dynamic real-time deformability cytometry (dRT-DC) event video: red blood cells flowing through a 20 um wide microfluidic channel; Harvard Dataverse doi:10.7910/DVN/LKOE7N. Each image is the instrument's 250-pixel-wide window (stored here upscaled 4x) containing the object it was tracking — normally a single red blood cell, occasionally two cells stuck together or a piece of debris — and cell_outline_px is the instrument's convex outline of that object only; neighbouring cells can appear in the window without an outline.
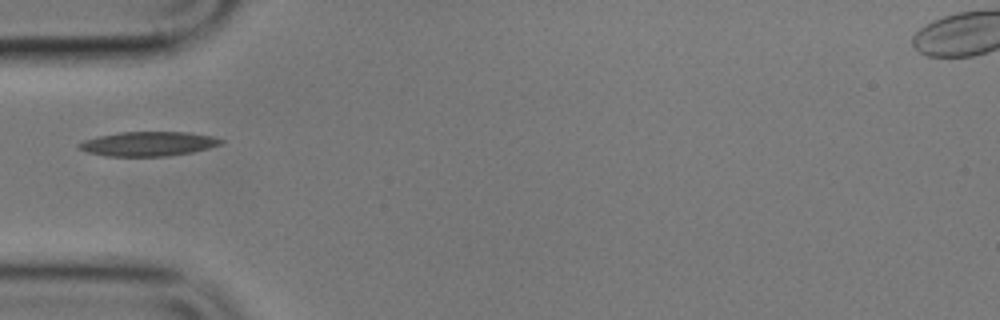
{"species": "common noctule bat (a hibernating species)", "species_latin": "Nyctalus noctula", "temperature_condition": "cold", "stored_images_in_passage": 11, "camera_frame_rate_fps": 3000, "um_per_image_px": 0.085, "animal": {"sex": "male", "body_mass_g": 17.9}, "frame": {"image": 1, "passage_image": 1, "time_ms": 0.0, "image_size_px": [1000, 320], "cell_outline_px": [[224, 144], [192, 152], [168, 156], [104, 156], [88, 152], [80, 148], [76, 144], [84, 140], [96, 136], [120, 132], [188, 132], [212, 136], [224, 140]], "centroid_in_image_um": [12.61, 12.22], "position_along_channel_um": 72.4, "area_um2": 20.29}}
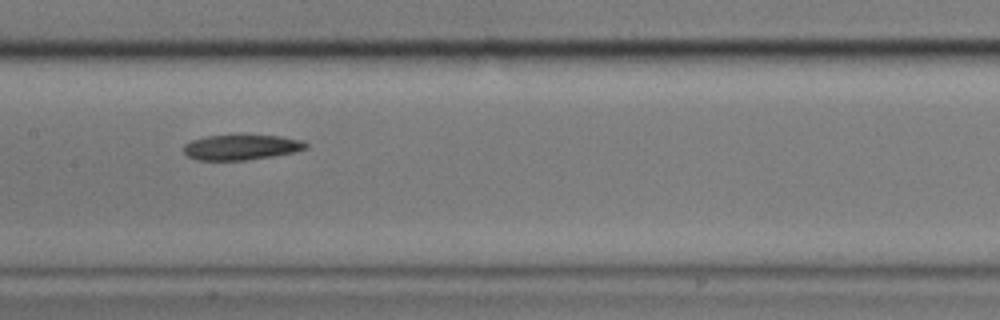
{"frame": {"image": 2, "passage_image": 4, "time_ms": 3.333, "image_size_px": [1000, 320], "cell_outline_px": [[308, 148], [296, 152], [272, 156], [244, 160], [196, 160], [188, 156], [184, 152], [184, 144], [192, 140], [208, 136], [280, 136], [304, 140], [308, 144]], "centroid_in_image_um": [20.55, 12.52], "position_along_channel_um": 186.9, "area_um2": 17.8}}
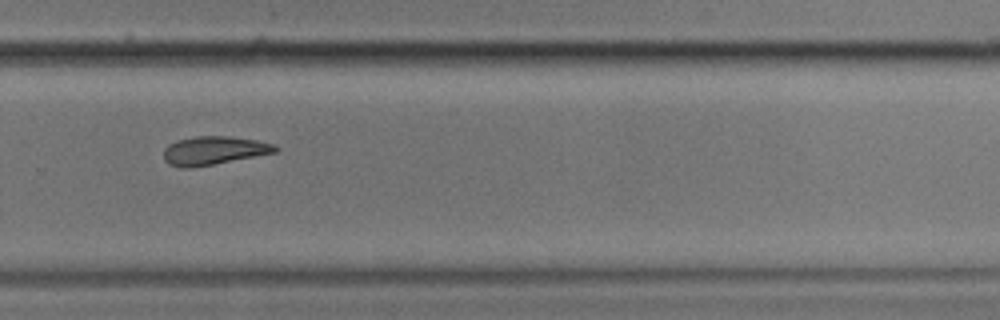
{"frame": {"image": 3, "passage_image": 7, "time_ms": 7.0, "image_size_px": [1000, 320], "cell_outline_px": [[280, 148], [276, 152], [192, 168], [180, 168], [168, 164], [164, 160], [164, 148], [168, 144], [176, 140], [196, 136], [228, 136], [256, 140], [272, 144]], "centroid_in_image_um": [18.12, 12.8], "position_along_channel_um": 311.7, "area_um2": 18.5}}